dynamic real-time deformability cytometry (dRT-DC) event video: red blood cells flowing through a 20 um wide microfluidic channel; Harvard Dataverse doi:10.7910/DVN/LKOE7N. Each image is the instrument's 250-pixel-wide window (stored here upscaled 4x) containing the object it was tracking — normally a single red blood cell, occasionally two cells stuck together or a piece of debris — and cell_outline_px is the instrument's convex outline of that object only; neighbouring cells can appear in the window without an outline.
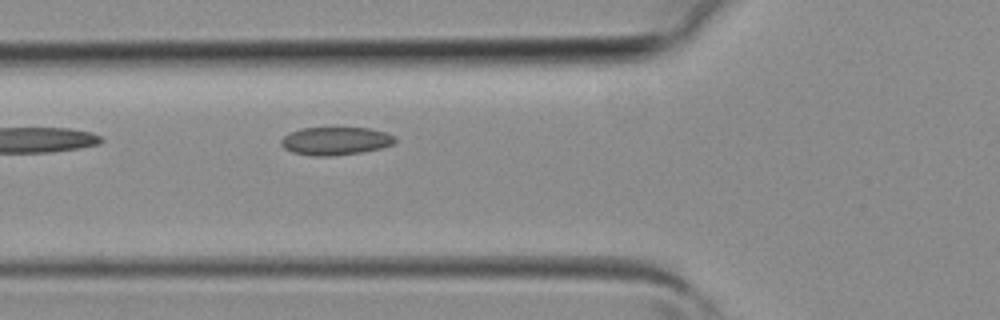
{"species": "common noctule bat (a hibernating species)", "species_latin": "Nyctalus noctula", "temperature_condition": "room temperature", "stored_images_in_passage": 4, "camera_frame_rate_fps": 3000, "um_per_image_px": 0.085, "animal": {"sex": "female", "body_mass_g": 19.3, "forearm_length_mm": 54.1}, "frame": {"image": 1, "passage_image": 4, "time_ms": 1.0, "image_size_px": [1000, 320], "cell_outline_px": [[396, 140], [392, 144], [380, 148], [360, 152], [332, 156], [312, 156], [292, 152], [284, 148], [280, 144], [280, 140], [288, 132], [300, 128], [368, 128], [384, 132], [396, 136]], "centroid_in_image_um": [28.47, 11.98], "position_along_channel_um": 97.3, "area_um2": 18.61}}